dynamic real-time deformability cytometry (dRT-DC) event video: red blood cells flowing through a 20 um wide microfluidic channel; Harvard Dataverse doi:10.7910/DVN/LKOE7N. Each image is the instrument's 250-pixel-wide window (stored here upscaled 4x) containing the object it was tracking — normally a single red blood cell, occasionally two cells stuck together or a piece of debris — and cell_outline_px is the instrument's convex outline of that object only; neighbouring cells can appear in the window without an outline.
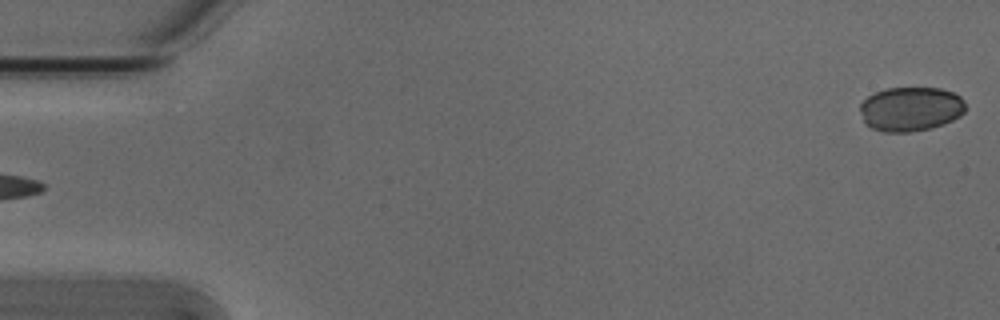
{"species": "Egyptian fruit bat (a non-hibernating species)", "species_latin": "Rousettus aegyptiacus", "temperature_condition": "cold", "stored_images_in_passage": 5, "segment_of_instrument_passage": [2, 2], "camera_frame_rate_fps": 3000, "um_per_image_px": 0.085, "animal": {"sex": "male"}, "frame": {"image": 1, "passage_image": 5, "time_ms": 1.333, "image_size_px": [1000, 320], "cell_outline_px": [[964, 112], [960, 116], [944, 124], [928, 128], [908, 132], [884, 132], [872, 128], [864, 124], [860, 112], [860, 104], [868, 96], [876, 92], [888, 88], [940, 88], [952, 92], [960, 96], [964, 100]], "centroid_in_image_um": [77.38, 9.26], "position_along_channel_um": 7.6, "area_um2": 27.22}}